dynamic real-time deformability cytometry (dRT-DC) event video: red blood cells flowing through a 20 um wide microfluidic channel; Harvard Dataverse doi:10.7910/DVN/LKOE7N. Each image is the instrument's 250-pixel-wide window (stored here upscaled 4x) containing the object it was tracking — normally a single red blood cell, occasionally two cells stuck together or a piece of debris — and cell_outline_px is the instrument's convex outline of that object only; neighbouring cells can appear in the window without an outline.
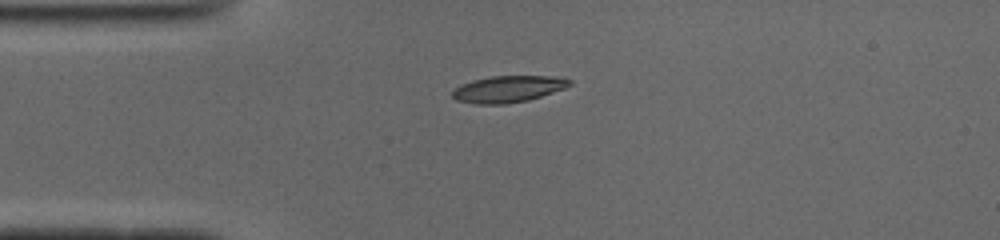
{"species": "common noctule bat (a hibernating species)", "species_latin": "Nyctalus noctula", "temperature_condition": "cold", "stored_images_in_passage": 40, "camera_frame_rate_fps": 3000, "um_per_image_px": 0.085, "animal": {"sex": "male", "body_mass_g": 19.0, "forearm_length_mm": 50.8}, "frame": {"image": 1, "passage_image": 1, "time_ms": 0.0, "image_size_px": [1000, 240], "cell_outline_px": [[572, 84], [564, 88], [528, 100], [504, 104], [476, 104], [456, 100], [452, 96], [452, 92], [460, 84], [472, 80], [492, 76], [548, 76], [572, 80]], "centroid_in_image_um": [43.14, 7.57], "position_along_channel_um": 41.9, "area_um2": 17.98}}
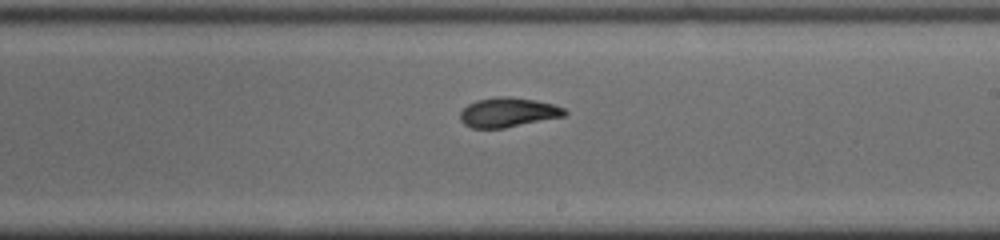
{"frame": {"image": 2, "passage_image": 18, "time_ms": 5.667, "image_size_px": [1000, 240], "cell_outline_px": [[568, 112], [564, 116], [504, 128], [472, 128], [464, 124], [460, 120], [460, 112], [468, 104], [476, 100], [496, 96], [508, 96], [536, 100], [552, 104], [564, 108]], "centroid_in_image_um": [43.16, 9.54], "position_along_channel_um": 245.8, "area_um2": 17.98}}
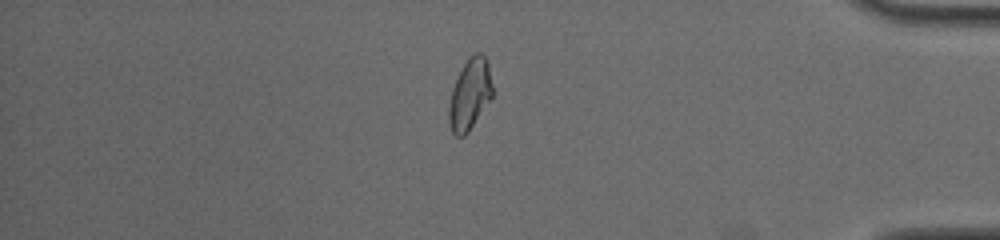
{"frame": {"image": 3, "passage_image": 32, "time_ms": 10.333, "image_size_px": [1000, 240], "cell_outline_px": [[492, 100], [468, 132], [464, 136], [456, 136], [452, 132], [448, 120], [448, 108], [452, 88], [468, 56], [476, 52], [480, 52], [484, 56], [488, 64], [492, 84]], "centroid_in_image_um": [39.94, 8.04], "position_along_channel_um": 395.3, "area_um2": 18.15}, "authors_computed_cell_mechanics": {"area_um2": 18.1492, "velocity_mm_per_s": 3.9327, "shape_relaxation_time_tau1_ms": 4.1124, "shape_relaxation_time_tau2_ms": 3.5251, "deformation_change_tau1": 0.1681, "deformation_change_tau2": 0.0788}}